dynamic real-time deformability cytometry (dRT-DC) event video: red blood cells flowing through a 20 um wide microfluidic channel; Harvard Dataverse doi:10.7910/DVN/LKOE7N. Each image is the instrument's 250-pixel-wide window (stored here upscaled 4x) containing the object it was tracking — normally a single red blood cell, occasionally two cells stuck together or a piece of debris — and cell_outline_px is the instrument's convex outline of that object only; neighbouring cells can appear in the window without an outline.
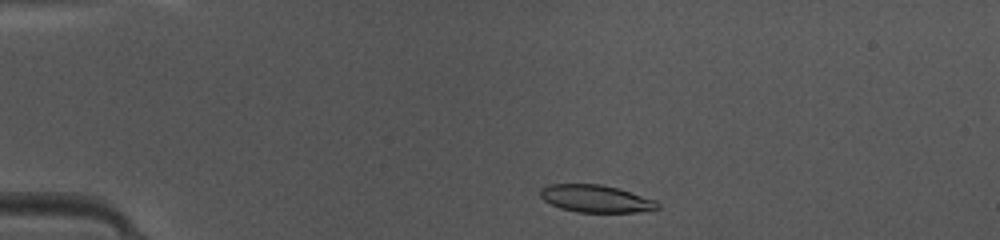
{"species": "common noctule bat (a hibernating species)", "species_latin": "Nyctalus noctula", "temperature_condition": "warm", "stored_images_in_passage": 40, "camera_frame_rate_fps": 3000, "um_per_image_px": 0.085, "animal": {"sex": "female", "body_mass_g": 10.0, "forearm_length_mm": 53.1}, "frame": {"image": 1, "passage_image": 2, "time_ms": 0.333, "image_size_px": [1000, 240], "cell_outline_px": [[660, 208], [636, 212], [576, 212], [560, 208], [544, 200], [540, 196], [540, 188], [548, 184], [600, 184], [616, 188], [656, 200], [660, 204]], "centroid_in_image_um": [50.62, 16.89], "position_along_channel_um": 34.4, "area_um2": 18.61}}
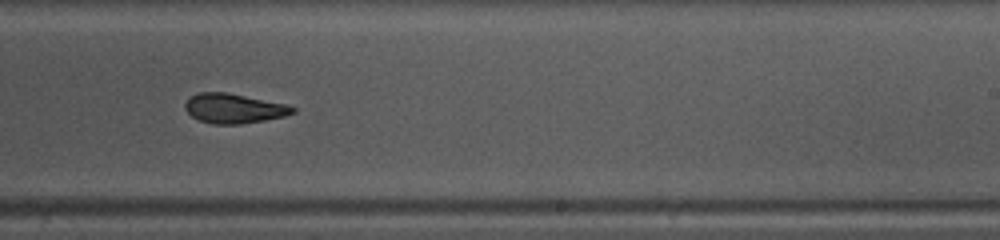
{"frame": {"image": 2, "passage_image": 22, "time_ms": 7.0, "image_size_px": [1000, 240], "cell_outline_px": [[296, 112], [284, 116], [264, 120], [240, 124], [212, 124], [200, 120], [192, 116], [184, 108], [184, 104], [188, 96], [200, 92], [228, 92], [284, 104], [296, 108]], "centroid_in_image_um": [19.84, 9.21], "position_along_channel_um": 269.2, "area_um2": 18.55}}
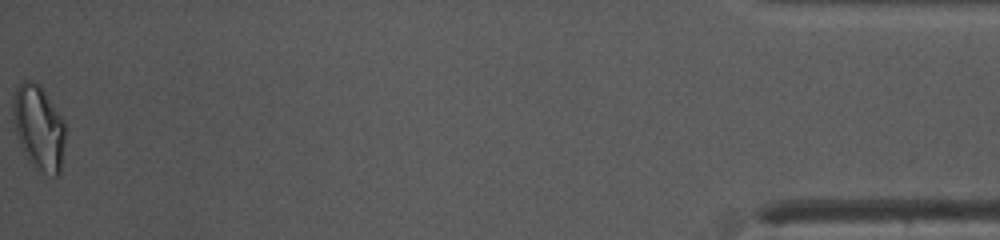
{"frame": {"image": 3, "passage_image": 40, "time_ms": 13.0, "image_size_px": [1000, 240], "cell_outline_px": [[64, 140], [60, 172], [56, 176], [52, 176], [44, 172], [32, 164], [28, 160], [12, 128], [12, 100], [16, 88], [24, 80], [32, 80], [40, 84], [64, 120]], "centroid_in_image_um": [3.25, 10.8], "position_along_channel_um": 431.9, "area_um2": 25.95}, "authors_computed_cell_mechanics": {"area_um2": 19.4786, "velocity_mm_per_s": 4.1934, "shape_relaxation_time_tau1_ms": 6.4043, "shape_relaxation_time_tau2_ms": 2.4934, "deformation_change_tau1": 0.176, "deformation_change_tau2": 0.0996}}